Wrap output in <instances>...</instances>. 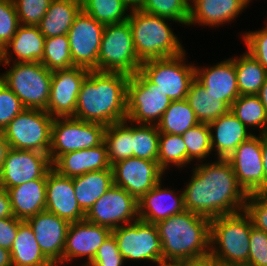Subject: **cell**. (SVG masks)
<instances>
[{
  "label": "cell",
  "mask_w": 267,
  "mask_h": 266,
  "mask_svg": "<svg viewBox=\"0 0 267 266\" xmlns=\"http://www.w3.org/2000/svg\"><path fill=\"white\" fill-rule=\"evenodd\" d=\"M246 266H267V233L254 226L251 227Z\"/></svg>",
  "instance_id": "obj_48"
},
{
  "label": "cell",
  "mask_w": 267,
  "mask_h": 266,
  "mask_svg": "<svg viewBox=\"0 0 267 266\" xmlns=\"http://www.w3.org/2000/svg\"><path fill=\"white\" fill-rule=\"evenodd\" d=\"M90 70L83 67L52 72L51 90L46 111L53 117H73L81 85Z\"/></svg>",
  "instance_id": "obj_18"
},
{
  "label": "cell",
  "mask_w": 267,
  "mask_h": 266,
  "mask_svg": "<svg viewBox=\"0 0 267 266\" xmlns=\"http://www.w3.org/2000/svg\"><path fill=\"white\" fill-rule=\"evenodd\" d=\"M52 167L62 176L75 178L87 172L111 169V164L103 141L98 146L61 155Z\"/></svg>",
  "instance_id": "obj_25"
},
{
  "label": "cell",
  "mask_w": 267,
  "mask_h": 266,
  "mask_svg": "<svg viewBox=\"0 0 267 266\" xmlns=\"http://www.w3.org/2000/svg\"><path fill=\"white\" fill-rule=\"evenodd\" d=\"M188 25L217 27L235 20L249 5L248 0H190ZM193 3V4H192Z\"/></svg>",
  "instance_id": "obj_24"
},
{
  "label": "cell",
  "mask_w": 267,
  "mask_h": 266,
  "mask_svg": "<svg viewBox=\"0 0 267 266\" xmlns=\"http://www.w3.org/2000/svg\"><path fill=\"white\" fill-rule=\"evenodd\" d=\"M257 96L259 97V99L261 100L266 113H267V78L264 82V84L262 85V87L260 88V91L258 92Z\"/></svg>",
  "instance_id": "obj_56"
},
{
  "label": "cell",
  "mask_w": 267,
  "mask_h": 266,
  "mask_svg": "<svg viewBox=\"0 0 267 266\" xmlns=\"http://www.w3.org/2000/svg\"><path fill=\"white\" fill-rule=\"evenodd\" d=\"M20 26L13 0H0V47L3 49Z\"/></svg>",
  "instance_id": "obj_44"
},
{
  "label": "cell",
  "mask_w": 267,
  "mask_h": 266,
  "mask_svg": "<svg viewBox=\"0 0 267 266\" xmlns=\"http://www.w3.org/2000/svg\"><path fill=\"white\" fill-rule=\"evenodd\" d=\"M111 233L109 228L86 220L70 223L63 250V264L84 257L87 260L82 266H87Z\"/></svg>",
  "instance_id": "obj_20"
},
{
  "label": "cell",
  "mask_w": 267,
  "mask_h": 266,
  "mask_svg": "<svg viewBox=\"0 0 267 266\" xmlns=\"http://www.w3.org/2000/svg\"><path fill=\"white\" fill-rule=\"evenodd\" d=\"M158 266H175L174 264H162V265H158Z\"/></svg>",
  "instance_id": "obj_59"
},
{
  "label": "cell",
  "mask_w": 267,
  "mask_h": 266,
  "mask_svg": "<svg viewBox=\"0 0 267 266\" xmlns=\"http://www.w3.org/2000/svg\"><path fill=\"white\" fill-rule=\"evenodd\" d=\"M159 135L157 125L133 123V157L158 161Z\"/></svg>",
  "instance_id": "obj_40"
},
{
  "label": "cell",
  "mask_w": 267,
  "mask_h": 266,
  "mask_svg": "<svg viewBox=\"0 0 267 266\" xmlns=\"http://www.w3.org/2000/svg\"><path fill=\"white\" fill-rule=\"evenodd\" d=\"M0 80L13 91L25 108L47 109L52 71L41 62H13L11 68L0 75Z\"/></svg>",
  "instance_id": "obj_6"
},
{
  "label": "cell",
  "mask_w": 267,
  "mask_h": 266,
  "mask_svg": "<svg viewBox=\"0 0 267 266\" xmlns=\"http://www.w3.org/2000/svg\"><path fill=\"white\" fill-rule=\"evenodd\" d=\"M52 168L48 154L10 148L0 171V187L8 190L42 178Z\"/></svg>",
  "instance_id": "obj_15"
},
{
  "label": "cell",
  "mask_w": 267,
  "mask_h": 266,
  "mask_svg": "<svg viewBox=\"0 0 267 266\" xmlns=\"http://www.w3.org/2000/svg\"><path fill=\"white\" fill-rule=\"evenodd\" d=\"M252 226L245 211L210 219L209 256L223 265L246 266Z\"/></svg>",
  "instance_id": "obj_5"
},
{
  "label": "cell",
  "mask_w": 267,
  "mask_h": 266,
  "mask_svg": "<svg viewBox=\"0 0 267 266\" xmlns=\"http://www.w3.org/2000/svg\"><path fill=\"white\" fill-rule=\"evenodd\" d=\"M43 254L55 265L63 264V250L70 222L43 211L26 220Z\"/></svg>",
  "instance_id": "obj_19"
},
{
  "label": "cell",
  "mask_w": 267,
  "mask_h": 266,
  "mask_svg": "<svg viewBox=\"0 0 267 266\" xmlns=\"http://www.w3.org/2000/svg\"><path fill=\"white\" fill-rule=\"evenodd\" d=\"M12 266H55L42 252L30 225L23 221L10 249Z\"/></svg>",
  "instance_id": "obj_31"
},
{
  "label": "cell",
  "mask_w": 267,
  "mask_h": 266,
  "mask_svg": "<svg viewBox=\"0 0 267 266\" xmlns=\"http://www.w3.org/2000/svg\"><path fill=\"white\" fill-rule=\"evenodd\" d=\"M81 9L103 25L127 21L131 10L123 0H81Z\"/></svg>",
  "instance_id": "obj_37"
},
{
  "label": "cell",
  "mask_w": 267,
  "mask_h": 266,
  "mask_svg": "<svg viewBox=\"0 0 267 266\" xmlns=\"http://www.w3.org/2000/svg\"><path fill=\"white\" fill-rule=\"evenodd\" d=\"M131 123V124H128ZM133 122L127 119L122 122L106 126L104 131V143L107 147L108 159L111 165L133 157Z\"/></svg>",
  "instance_id": "obj_34"
},
{
  "label": "cell",
  "mask_w": 267,
  "mask_h": 266,
  "mask_svg": "<svg viewBox=\"0 0 267 266\" xmlns=\"http://www.w3.org/2000/svg\"><path fill=\"white\" fill-rule=\"evenodd\" d=\"M41 63L52 72L74 67L67 34L45 38Z\"/></svg>",
  "instance_id": "obj_38"
},
{
  "label": "cell",
  "mask_w": 267,
  "mask_h": 266,
  "mask_svg": "<svg viewBox=\"0 0 267 266\" xmlns=\"http://www.w3.org/2000/svg\"><path fill=\"white\" fill-rule=\"evenodd\" d=\"M127 6L132 10V9H139L144 0H123Z\"/></svg>",
  "instance_id": "obj_57"
},
{
  "label": "cell",
  "mask_w": 267,
  "mask_h": 266,
  "mask_svg": "<svg viewBox=\"0 0 267 266\" xmlns=\"http://www.w3.org/2000/svg\"><path fill=\"white\" fill-rule=\"evenodd\" d=\"M24 109L21 100L0 80V129L4 130Z\"/></svg>",
  "instance_id": "obj_45"
},
{
  "label": "cell",
  "mask_w": 267,
  "mask_h": 266,
  "mask_svg": "<svg viewBox=\"0 0 267 266\" xmlns=\"http://www.w3.org/2000/svg\"><path fill=\"white\" fill-rule=\"evenodd\" d=\"M104 27L82 10L75 17L67 33L74 66L98 71V53Z\"/></svg>",
  "instance_id": "obj_14"
},
{
  "label": "cell",
  "mask_w": 267,
  "mask_h": 266,
  "mask_svg": "<svg viewBox=\"0 0 267 266\" xmlns=\"http://www.w3.org/2000/svg\"><path fill=\"white\" fill-rule=\"evenodd\" d=\"M208 125L212 151L217 152V159H228L242 142L254 135L230 110Z\"/></svg>",
  "instance_id": "obj_26"
},
{
  "label": "cell",
  "mask_w": 267,
  "mask_h": 266,
  "mask_svg": "<svg viewBox=\"0 0 267 266\" xmlns=\"http://www.w3.org/2000/svg\"><path fill=\"white\" fill-rule=\"evenodd\" d=\"M234 61L240 95H257L267 78V70L247 51Z\"/></svg>",
  "instance_id": "obj_32"
},
{
  "label": "cell",
  "mask_w": 267,
  "mask_h": 266,
  "mask_svg": "<svg viewBox=\"0 0 267 266\" xmlns=\"http://www.w3.org/2000/svg\"><path fill=\"white\" fill-rule=\"evenodd\" d=\"M197 164L183 188L184 208L213 219L245 210L248 194L239 185L227 159Z\"/></svg>",
  "instance_id": "obj_1"
},
{
  "label": "cell",
  "mask_w": 267,
  "mask_h": 266,
  "mask_svg": "<svg viewBox=\"0 0 267 266\" xmlns=\"http://www.w3.org/2000/svg\"><path fill=\"white\" fill-rule=\"evenodd\" d=\"M47 174L7 191L13 216L26 221L37 213L45 211Z\"/></svg>",
  "instance_id": "obj_28"
},
{
  "label": "cell",
  "mask_w": 267,
  "mask_h": 266,
  "mask_svg": "<svg viewBox=\"0 0 267 266\" xmlns=\"http://www.w3.org/2000/svg\"><path fill=\"white\" fill-rule=\"evenodd\" d=\"M239 185L247 194L265 193L261 134L242 142L227 159Z\"/></svg>",
  "instance_id": "obj_16"
},
{
  "label": "cell",
  "mask_w": 267,
  "mask_h": 266,
  "mask_svg": "<svg viewBox=\"0 0 267 266\" xmlns=\"http://www.w3.org/2000/svg\"><path fill=\"white\" fill-rule=\"evenodd\" d=\"M195 112L186 99L172 101L163 113L157 127L160 133L182 135L199 124Z\"/></svg>",
  "instance_id": "obj_35"
},
{
  "label": "cell",
  "mask_w": 267,
  "mask_h": 266,
  "mask_svg": "<svg viewBox=\"0 0 267 266\" xmlns=\"http://www.w3.org/2000/svg\"><path fill=\"white\" fill-rule=\"evenodd\" d=\"M172 100L140 70L127 83V120L136 124L157 125Z\"/></svg>",
  "instance_id": "obj_9"
},
{
  "label": "cell",
  "mask_w": 267,
  "mask_h": 266,
  "mask_svg": "<svg viewBox=\"0 0 267 266\" xmlns=\"http://www.w3.org/2000/svg\"><path fill=\"white\" fill-rule=\"evenodd\" d=\"M138 219V200L116 185L106 191L85 214L86 221L111 231Z\"/></svg>",
  "instance_id": "obj_13"
},
{
  "label": "cell",
  "mask_w": 267,
  "mask_h": 266,
  "mask_svg": "<svg viewBox=\"0 0 267 266\" xmlns=\"http://www.w3.org/2000/svg\"><path fill=\"white\" fill-rule=\"evenodd\" d=\"M81 10V0H52L37 26L45 38L67 34Z\"/></svg>",
  "instance_id": "obj_29"
},
{
  "label": "cell",
  "mask_w": 267,
  "mask_h": 266,
  "mask_svg": "<svg viewBox=\"0 0 267 266\" xmlns=\"http://www.w3.org/2000/svg\"><path fill=\"white\" fill-rule=\"evenodd\" d=\"M161 183L160 180L154 188L138 200L140 220L156 224L185 210L183 191L176 195L174 190L162 188Z\"/></svg>",
  "instance_id": "obj_23"
},
{
  "label": "cell",
  "mask_w": 267,
  "mask_h": 266,
  "mask_svg": "<svg viewBox=\"0 0 267 266\" xmlns=\"http://www.w3.org/2000/svg\"><path fill=\"white\" fill-rule=\"evenodd\" d=\"M230 111L247 128H258L259 134L267 133V113L257 95H240L232 103Z\"/></svg>",
  "instance_id": "obj_36"
},
{
  "label": "cell",
  "mask_w": 267,
  "mask_h": 266,
  "mask_svg": "<svg viewBox=\"0 0 267 266\" xmlns=\"http://www.w3.org/2000/svg\"><path fill=\"white\" fill-rule=\"evenodd\" d=\"M12 208L7 189L0 187V219L12 217Z\"/></svg>",
  "instance_id": "obj_51"
},
{
  "label": "cell",
  "mask_w": 267,
  "mask_h": 266,
  "mask_svg": "<svg viewBox=\"0 0 267 266\" xmlns=\"http://www.w3.org/2000/svg\"><path fill=\"white\" fill-rule=\"evenodd\" d=\"M185 51L177 56L145 61L140 71L172 101L186 99L195 79V66L186 64Z\"/></svg>",
  "instance_id": "obj_11"
},
{
  "label": "cell",
  "mask_w": 267,
  "mask_h": 266,
  "mask_svg": "<svg viewBox=\"0 0 267 266\" xmlns=\"http://www.w3.org/2000/svg\"><path fill=\"white\" fill-rule=\"evenodd\" d=\"M186 100L200 123L209 124L230 110L225 102L213 98L196 79L189 86Z\"/></svg>",
  "instance_id": "obj_33"
},
{
  "label": "cell",
  "mask_w": 267,
  "mask_h": 266,
  "mask_svg": "<svg viewBox=\"0 0 267 266\" xmlns=\"http://www.w3.org/2000/svg\"><path fill=\"white\" fill-rule=\"evenodd\" d=\"M53 117L41 109L25 108L5 128L10 148L49 155Z\"/></svg>",
  "instance_id": "obj_8"
},
{
  "label": "cell",
  "mask_w": 267,
  "mask_h": 266,
  "mask_svg": "<svg viewBox=\"0 0 267 266\" xmlns=\"http://www.w3.org/2000/svg\"><path fill=\"white\" fill-rule=\"evenodd\" d=\"M0 266H12L11 252L0 247Z\"/></svg>",
  "instance_id": "obj_55"
},
{
  "label": "cell",
  "mask_w": 267,
  "mask_h": 266,
  "mask_svg": "<svg viewBox=\"0 0 267 266\" xmlns=\"http://www.w3.org/2000/svg\"><path fill=\"white\" fill-rule=\"evenodd\" d=\"M114 185L125 189L139 200L162 180L164 171L158 161L137 157L120 160L111 165Z\"/></svg>",
  "instance_id": "obj_17"
},
{
  "label": "cell",
  "mask_w": 267,
  "mask_h": 266,
  "mask_svg": "<svg viewBox=\"0 0 267 266\" xmlns=\"http://www.w3.org/2000/svg\"><path fill=\"white\" fill-rule=\"evenodd\" d=\"M166 21L173 20L155 16L140 9L130 10L128 23L135 52L141 63L177 56L186 51Z\"/></svg>",
  "instance_id": "obj_4"
},
{
  "label": "cell",
  "mask_w": 267,
  "mask_h": 266,
  "mask_svg": "<svg viewBox=\"0 0 267 266\" xmlns=\"http://www.w3.org/2000/svg\"><path fill=\"white\" fill-rule=\"evenodd\" d=\"M2 53H3V49L0 47V61H1V58H2Z\"/></svg>",
  "instance_id": "obj_60"
},
{
  "label": "cell",
  "mask_w": 267,
  "mask_h": 266,
  "mask_svg": "<svg viewBox=\"0 0 267 266\" xmlns=\"http://www.w3.org/2000/svg\"><path fill=\"white\" fill-rule=\"evenodd\" d=\"M52 0H13L20 25L37 26Z\"/></svg>",
  "instance_id": "obj_43"
},
{
  "label": "cell",
  "mask_w": 267,
  "mask_h": 266,
  "mask_svg": "<svg viewBox=\"0 0 267 266\" xmlns=\"http://www.w3.org/2000/svg\"><path fill=\"white\" fill-rule=\"evenodd\" d=\"M242 39L250 53L267 70V26L260 30L245 32Z\"/></svg>",
  "instance_id": "obj_49"
},
{
  "label": "cell",
  "mask_w": 267,
  "mask_h": 266,
  "mask_svg": "<svg viewBox=\"0 0 267 266\" xmlns=\"http://www.w3.org/2000/svg\"><path fill=\"white\" fill-rule=\"evenodd\" d=\"M9 149H10L9 143L5 138L4 131L0 129V171L3 167V163L5 161L6 154Z\"/></svg>",
  "instance_id": "obj_54"
},
{
  "label": "cell",
  "mask_w": 267,
  "mask_h": 266,
  "mask_svg": "<svg viewBox=\"0 0 267 266\" xmlns=\"http://www.w3.org/2000/svg\"><path fill=\"white\" fill-rule=\"evenodd\" d=\"M44 43L45 36L40 32L38 26L20 25L13 38L3 48L0 64L10 65L13 58L11 55L16 56L12 62H41Z\"/></svg>",
  "instance_id": "obj_27"
},
{
  "label": "cell",
  "mask_w": 267,
  "mask_h": 266,
  "mask_svg": "<svg viewBox=\"0 0 267 266\" xmlns=\"http://www.w3.org/2000/svg\"><path fill=\"white\" fill-rule=\"evenodd\" d=\"M129 77L120 72L89 71L81 85L73 117L105 126L127 119Z\"/></svg>",
  "instance_id": "obj_2"
},
{
  "label": "cell",
  "mask_w": 267,
  "mask_h": 266,
  "mask_svg": "<svg viewBox=\"0 0 267 266\" xmlns=\"http://www.w3.org/2000/svg\"><path fill=\"white\" fill-rule=\"evenodd\" d=\"M122 257L131 261H150L158 265L162 260V247L155 224L140 219L112 230Z\"/></svg>",
  "instance_id": "obj_12"
},
{
  "label": "cell",
  "mask_w": 267,
  "mask_h": 266,
  "mask_svg": "<svg viewBox=\"0 0 267 266\" xmlns=\"http://www.w3.org/2000/svg\"><path fill=\"white\" fill-rule=\"evenodd\" d=\"M45 211L70 223L85 220V212L75 197L73 178L60 175L53 168L47 173Z\"/></svg>",
  "instance_id": "obj_21"
},
{
  "label": "cell",
  "mask_w": 267,
  "mask_h": 266,
  "mask_svg": "<svg viewBox=\"0 0 267 266\" xmlns=\"http://www.w3.org/2000/svg\"><path fill=\"white\" fill-rule=\"evenodd\" d=\"M182 139L187 147V164L193 160L202 162L212 152L210 128L208 124L199 123L189 128L182 135ZM204 159V160H202Z\"/></svg>",
  "instance_id": "obj_41"
},
{
  "label": "cell",
  "mask_w": 267,
  "mask_h": 266,
  "mask_svg": "<svg viewBox=\"0 0 267 266\" xmlns=\"http://www.w3.org/2000/svg\"><path fill=\"white\" fill-rule=\"evenodd\" d=\"M172 164L181 169L187 165V147L181 135L160 133L158 165L165 172Z\"/></svg>",
  "instance_id": "obj_39"
},
{
  "label": "cell",
  "mask_w": 267,
  "mask_h": 266,
  "mask_svg": "<svg viewBox=\"0 0 267 266\" xmlns=\"http://www.w3.org/2000/svg\"><path fill=\"white\" fill-rule=\"evenodd\" d=\"M190 0H144L140 10L188 25Z\"/></svg>",
  "instance_id": "obj_42"
},
{
  "label": "cell",
  "mask_w": 267,
  "mask_h": 266,
  "mask_svg": "<svg viewBox=\"0 0 267 266\" xmlns=\"http://www.w3.org/2000/svg\"><path fill=\"white\" fill-rule=\"evenodd\" d=\"M244 211L255 228L267 233V193L248 194Z\"/></svg>",
  "instance_id": "obj_47"
},
{
  "label": "cell",
  "mask_w": 267,
  "mask_h": 266,
  "mask_svg": "<svg viewBox=\"0 0 267 266\" xmlns=\"http://www.w3.org/2000/svg\"><path fill=\"white\" fill-rule=\"evenodd\" d=\"M261 148L265 179V193H267V133L261 134Z\"/></svg>",
  "instance_id": "obj_53"
},
{
  "label": "cell",
  "mask_w": 267,
  "mask_h": 266,
  "mask_svg": "<svg viewBox=\"0 0 267 266\" xmlns=\"http://www.w3.org/2000/svg\"><path fill=\"white\" fill-rule=\"evenodd\" d=\"M125 259L118 249L117 241L111 233L98 248L93 260L87 266H124Z\"/></svg>",
  "instance_id": "obj_46"
},
{
  "label": "cell",
  "mask_w": 267,
  "mask_h": 266,
  "mask_svg": "<svg viewBox=\"0 0 267 266\" xmlns=\"http://www.w3.org/2000/svg\"><path fill=\"white\" fill-rule=\"evenodd\" d=\"M23 220L16 217L0 219V247L10 251L16 237L18 227Z\"/></svg>",
  "instance_id": "obj_50"
},
{
  "label": "cell",
  "mask_w": 267,
  "mask_h": 266,
  "mask_svg": "<svg viewBox=\"0 0 267 266\" xmlns=\"http://www.w3.org/2000/svg\"><path fill=\"white\" fill-rule=\"evenodd\" d=\"M73 183L77 202L87 213L92 205L114 185L112 169L87 172L73 178Z\"/></svg>",
  "instance_id": "obj_30"
},
{
  "label": "cell",
  "mask_w": 267,
  "mask_h": 266,
  "mask_svg": "<svg viewBox=\"0 0 267 266\" xmlns=\"http://www.w3.org/2000/svg\"><path fill=\"white\" fill-rule=\"evenodd\" d=\"M214 266H231V265H223L218 263L215 259H214Z\"/></svg>",
  "instance_id": "obj_58"
},
{
  "label": "cell",
  "mask_w": 267,
  "mask_h": 266,
  "mask_svg": "<svg viewBox=\"0 0 267 266\" xmlns=\"http://www.w3.org/2000/svg\"><path fill=\"white\" fill-rule=\"evenodd\" d=\"M128 20L105 25L98 53V71L136 74L141 68Z\"/></svg>",
  "instance_id": "obj_7"
},
{
  "label": "cell",
  "mask_w": 267,
  "mask_h": 266,
  "mask_svg": "<svg viewBox=\"0 0 267 266\" xmlns=\"http://www.w3.org/2000/svg\"><path fill=\"white\" fill-rule=\"evenodd\" d=\"M195 79L213 98L225 102L229 107L240 96L235 65L231 58L211 67L195 66Z\"/></svg>",
  "instance_id": "obj_22"
},
{
  "label": "cell",
  "mask_w": 267,
  "mask_h": 266,
  "mask_svg": "<svg viewBox=\"0 0 267 266\" xmlns=\"http://www.w3.org/2000/svg\"><path fill=\"white\" fill-rule=\"evenodd\" d=\"M164 264L201 259L210 253V219L188 210L156 224Z\"/></svg>",
  "instance_id": "obj_3"
},
{
  "label": "cell",
  "mask_w": 267,
  "mask_h": 266,
  "mask_svg": "<svg viewBox=\"0 0 267 266\" xmlns=\"http://www.w3.org/2000/svg\"><path fill=\"white\" fill-rule=\"evenodd\" d=\"M106 126L74 117L53 118L49 157L52 164L63 154L88 149L104 141Z\"/></svg>",
  "instance_id": "obj_10"
},
{
  "label": "cell",
  "mask_w": 267,
  "mask_h": 266,
  "mask_svg": "<svg viewBox=\"0 0 267 266\" xmlns=\"http://www.w3.org/2000/svg\"><path fill=\"white\" fill-rule=\"evenodd\" d=\"M175 266H214V258L211 256L175 263Z\"/></svg>",
  "instance_id": "obj_52"
}]
</instances>
